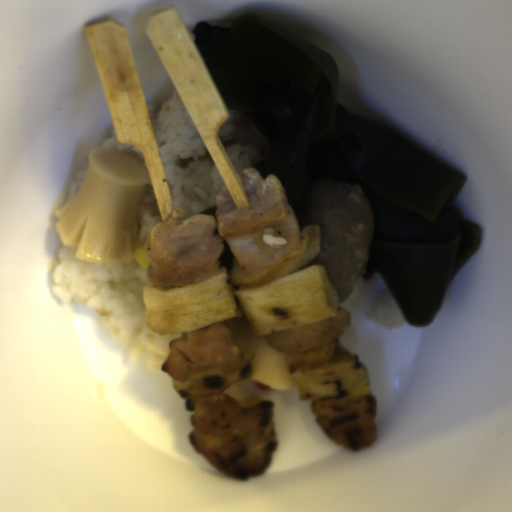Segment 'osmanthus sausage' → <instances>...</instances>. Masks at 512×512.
<instances>
[{"mask_svg":"<svg viewBox=\"0 0 512 512\" xmlns=\"http://www.w3.org/2000/svg\"><path fill=\"white\" fill-rule=\"evenodd\" d=\"M247 378L275 390H290L295 381L283 352L268 346L264 335L257 346L251 377Z\"/></svg>","mask_w":512,"mask_h":512,"instance_id":"a09e9dec","label":"osmanthus sausage"},{"mask_svg":"<svg viewBox=\"0 0 512 512\" xmlns=\"http://www.w3.org/2000/svg\"><path fill=\"white\" fill-rule=\"evenodd\" d=\"M147 166L119 149L92 148L76 194L55 212V228L75 258L98 264L135 259Z\"/></svg>","mask_w":512,"mask_h":512,"instance_id":"d35146e8","label":"osmanthus sausage"}]
</instances>
